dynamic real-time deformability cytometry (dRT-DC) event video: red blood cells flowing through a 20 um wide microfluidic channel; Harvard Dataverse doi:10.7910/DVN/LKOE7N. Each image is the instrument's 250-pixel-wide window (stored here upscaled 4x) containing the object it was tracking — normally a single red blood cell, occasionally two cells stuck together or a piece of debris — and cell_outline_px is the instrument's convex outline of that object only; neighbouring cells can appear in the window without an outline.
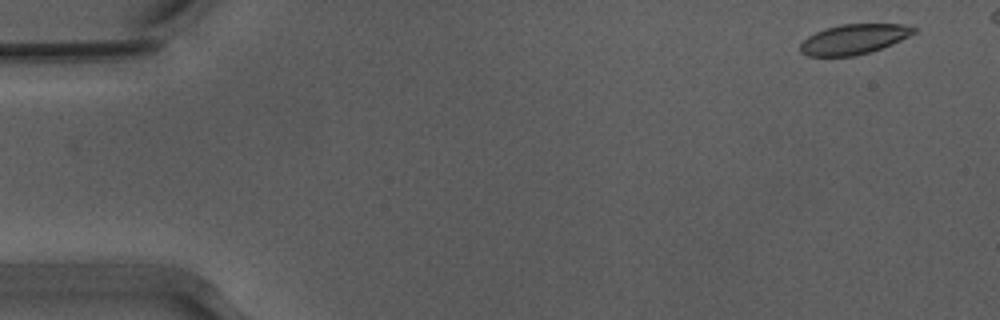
{"species": "Egyptian fruit bat (a non-hibernating species)", "species_latin": "Rousettus aegyptiacus", "temperature_condition": "warm", "stored_images_in_passage": 13, "camera_frame_rate_fps": 3000, "um_per_image_px": 0.085, "animal": {"sex": "male"}, "frame": {"image": 1, "passage_image": 3, "time_ms": 0.667, "image_size_px": [1000, 320], "cell_outline_px": [[916, 32], [892, 44], [868, 52], [852, 56], [808, 56], [800, 52], [800, 44], [808, 36], [824, 28], [840, 24], [900, 24], [916, 28]], "centroid_in_image_um": [72.54, 3.33], "position_along_channel_um": 12.5, "area_um2": 19.65}}